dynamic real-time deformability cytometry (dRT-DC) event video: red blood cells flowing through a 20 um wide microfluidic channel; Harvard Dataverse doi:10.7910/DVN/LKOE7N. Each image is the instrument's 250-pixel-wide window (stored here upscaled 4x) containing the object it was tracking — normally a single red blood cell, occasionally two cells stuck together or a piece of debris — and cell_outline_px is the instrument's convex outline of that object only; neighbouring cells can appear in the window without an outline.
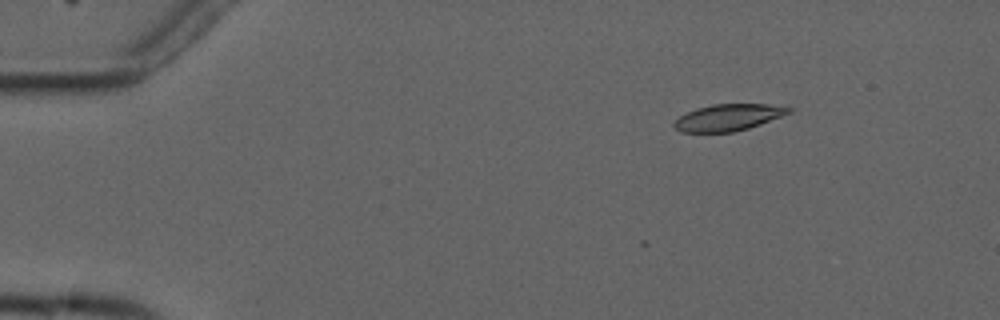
{"species": "common noctule bat (a hibernating species)", "species_latin": "Nyctalus noctula", "temperature_condition": "cold", "stored_images_in_passage": 6, "segment_of_instrument_passage": [1, 2], "camera_frame_rate_fps": 3000, "um_per_image_px": 0.085, "animal": {"sex": "male", "forearm_length_mm": 52.5}, "frame": {"image": 1, "passage_image": 3, "time_ms": 2.333, "image_size_px": [1000, 320], "cell_outline_px": [[792, 112], [760, 124], [748, 128], [732, 132], [680, 132], [672, 124], [680, 116], [696, 108], [712, 104], [768, 104], [792, 108]], "centroid_in_image_um": [61.89, 9.98], "position_along_channel_um": 23.1, "area_um2": 17.63}}